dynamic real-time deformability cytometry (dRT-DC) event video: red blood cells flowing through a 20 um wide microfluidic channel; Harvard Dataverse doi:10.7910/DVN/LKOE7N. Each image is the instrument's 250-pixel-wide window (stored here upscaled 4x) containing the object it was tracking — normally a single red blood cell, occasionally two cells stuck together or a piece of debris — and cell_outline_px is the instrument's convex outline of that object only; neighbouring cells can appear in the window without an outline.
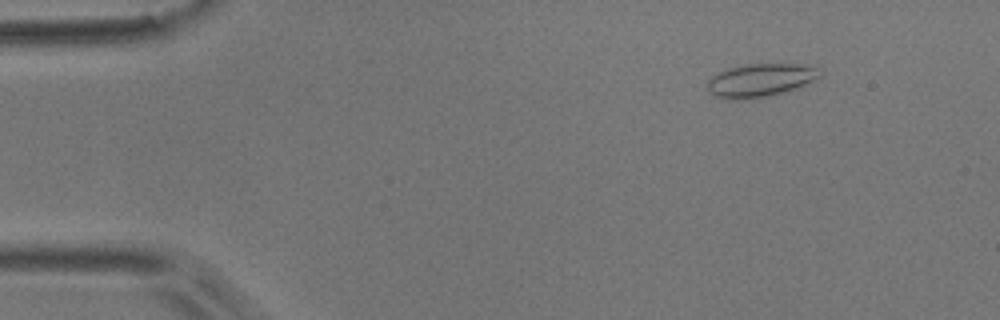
{"species": "common noctule bat (a hibernating species)", "species_latin": "Nyctalus noctula", "temperature_condition": "room temperature", "stored_images_in_passage": 8, "camera_frame_rate_fps": 3000, "um_per_image_px": 0.085, "animal": {"sex": "male", "body_mass_g": 17.9}, "frame": {"image": 1, "passage_image": 2, "time_ms": 0.333, "image_size_px": [1000, 320], "cell_outline_px": [[820, 76], [804, 84], [784, 92], [768, 96], [736, 100], [728, 100], [716, 96], [708, 88], [708, 80], [716, 72], [728, 68], [748, 64], [796, 64], [816, 68]], "centroid_in_image_um": [64.55, 6.82], "position_along_channel_um": 20.5, "area_um2": 21.27}}
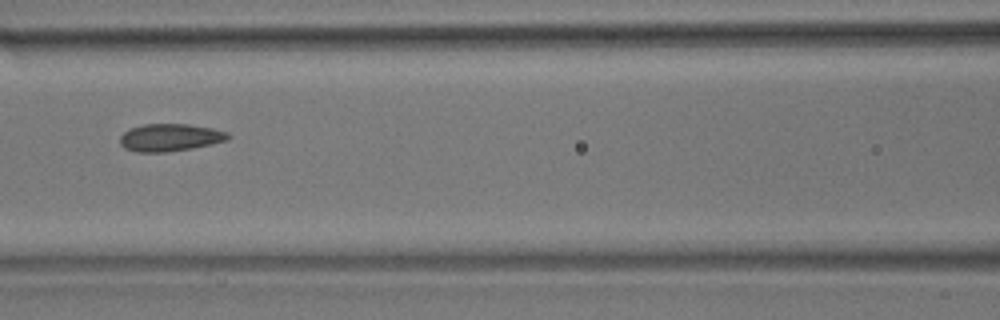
{"frame": {"image": 2, "passage_image": 7, "time_ms": 2.0, "image_size_px": [1000, 320], "cell_outline_px": [[232, 136], [228, 140], [212, 144], [192, 148], [168, 152], [136, 152], [124, 148], [120, 144], [120, 136], [124, 132], [132, 128], [144, 124], [188, 124], [212, 128], [228, 132]], "centroid_in_image_um": [14.48, 11.69], "position_along_channel_um": 152.1, "area_um2": 17.4}}
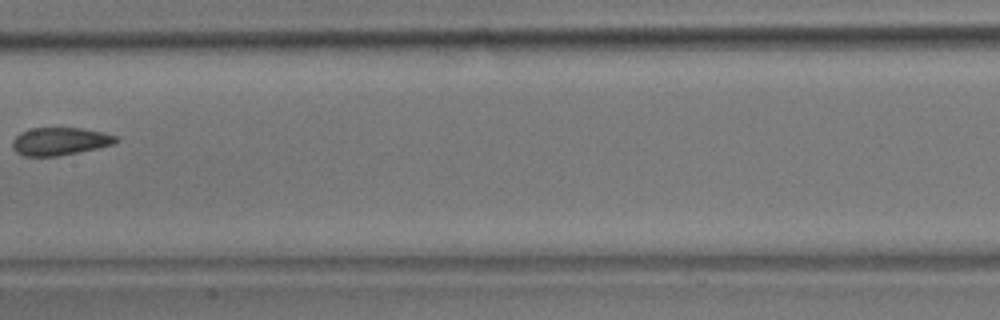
{"frame": {"image": 3, "passage_image": 8, "time_ms": 2.333, "image_size_px": [1000, 320], "cell_outline_px": [[120, 140], [112, 144], [96, 148], [56, 156], [24, 156], [16, 152], [12, 148], [12, 140], [20, 132], [32, 128], [80, 128], [104, 132], [116, 136]], "centroid_in_image_um": [5.06, 12.0], "position_along_channel_um": 202.3, "area_um2": 16.65}}